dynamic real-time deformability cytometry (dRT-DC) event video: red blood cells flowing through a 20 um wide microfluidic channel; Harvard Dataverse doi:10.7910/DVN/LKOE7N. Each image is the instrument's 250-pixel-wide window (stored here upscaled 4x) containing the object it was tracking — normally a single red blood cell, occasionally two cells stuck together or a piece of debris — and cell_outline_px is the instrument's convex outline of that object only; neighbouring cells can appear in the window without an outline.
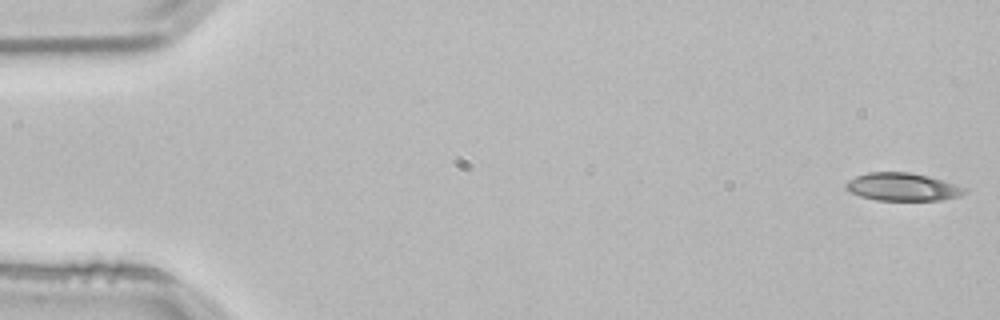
{"species": "common noctule bat (a hibernating species)", "species_latin": "Nyctalus noctula", "temperature_condition": "room temperature", "stored_images_in_passage": 52, "camera_frame_rate_fps": 3000, "um_per_image_px": 0.085, "animal": {"sex": "male", "body_mass_g": 21.5, "forearm_length_mm": 52.0}, "frame": {"image": 1, "passage_image": 1, "time_ms": 0.0, "image_size_px": [1000, 320], "cell_outline_px": [[968, 192], [960, 196], [940, 200], [876, 200], [860, 196], [844, 188], [844, 184], [848, 180], [856, 176], [868, 172], [908, 172], [928, 176], [968, 188]], "centroid_in_image_um": [76.72, 15.89], "position_along_channel_um": 8.3, "area_um2": 19.31}}
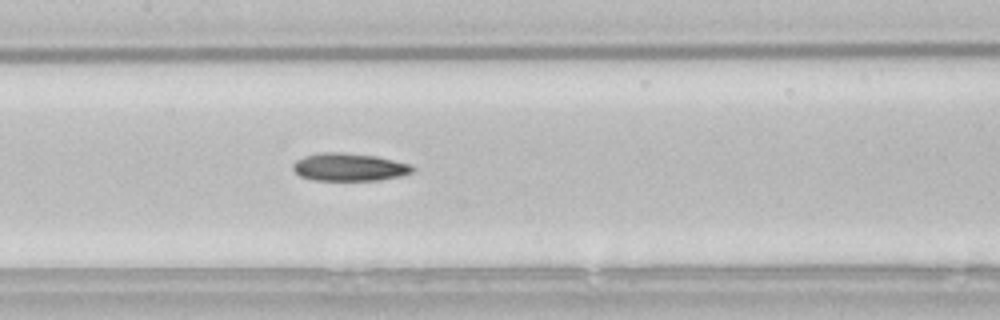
{"frame": {"image": 2, "passage_image": 25, "time_ms": 8.0, "image_size_px": [1000, 320], "cell_outline_px": [[416, 168], [412, 172], [400, 176], [380, 180], [312, 180], [300, 176], [292, 168], [292, 164], [296, 160], [304, 156], [320, 152], [340, 152], [376, 156], [412, 164]], "centroid_in_image_um": [29.69, 14.2], "position_along_channel_um": 177.7, "area_um2": 19.48}}
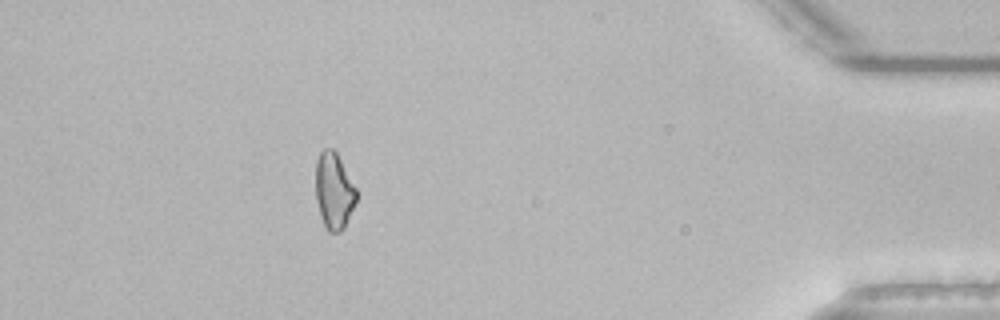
{"frame": {"image": 3, "passage_image": 47, "time_ms": 15.333, "image_size_px": [1000, 320], "cell_outline_px": [[356, 200], [344, 228], [340, 232], [328, 232], [324, 224], [316, 200], [316, 160], [320, 152], [324, 148], [332, 148], [336, 152], [356, 188]], "centroid_in_image_um": [28.37, 16.21], "position_along_channel_um": 406.8, "area_um2": 17.86}, "authors_computed_cell_mechanics": {"area_um2": 19.1896, "velocity_mm_per_s": 3.8527, "shape_relaxation_time_tau1_ms": null, "shape_relaxation_time_tau2_ms": 8.83, "deformation_change_tau1": null, "deformation_change_tau2": 0.2186}}